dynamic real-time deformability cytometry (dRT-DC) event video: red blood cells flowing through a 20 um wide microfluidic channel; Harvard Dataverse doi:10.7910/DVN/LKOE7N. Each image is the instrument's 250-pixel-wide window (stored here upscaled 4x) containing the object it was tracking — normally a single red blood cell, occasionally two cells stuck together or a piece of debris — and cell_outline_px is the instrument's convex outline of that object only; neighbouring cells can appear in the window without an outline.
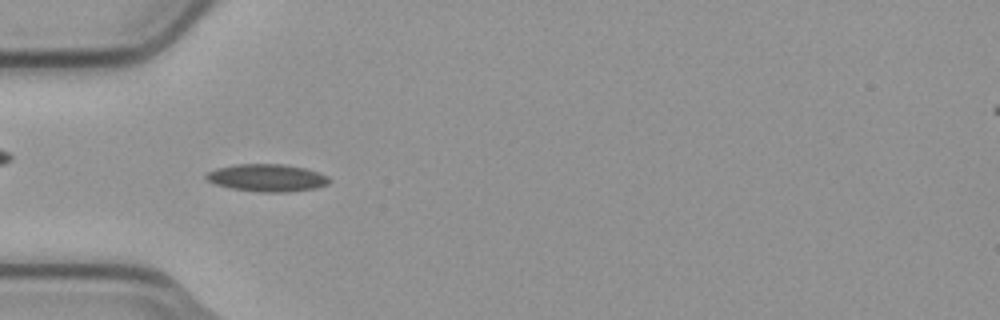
{"species": "common noctule bat (a hibernating species)", "species_latin": "Nyctalus noctula", "temperature_condition": "cold", "stored_images_in_passage": 8, "camera_frame_rate_fps": 3000, "um_per_image_px": 0.085, "animal": {"sex": "male", "body_mass_g": 23.1, "forearm_length_mm": 52.7}, "frame": {"image": 1, "passage_image": 4, "time_ms": 1.0, "image_size_px": [1000, 320], "cell_outline_px": [[332, 180], [328, 184], [316, 188], [288, 192], [260, 192], [232, 188], [216, 184], [208, 180], [204, 176], [208, 172], [216, 168], [236, 164], [280, 164], [304, 168], [328, 176]], "centroid_in_image_um": [22.71, 15.12], "position_along_channel_um": 62.3, "area_um2": 19.54}}
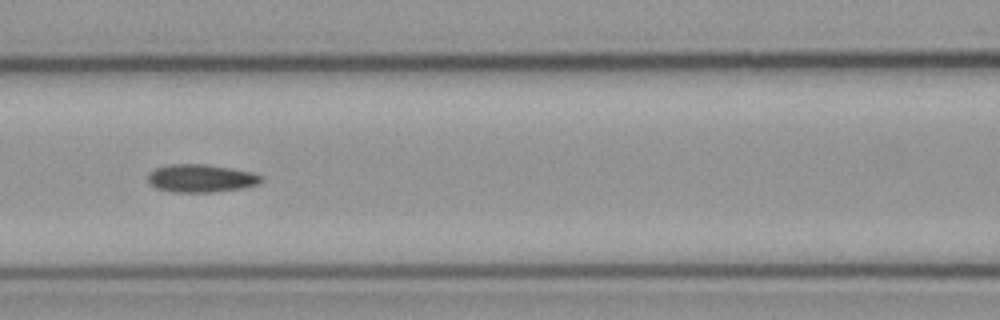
{"frame": {"image": 2, "passage_image": 6, "time_ms": 1.667, "image_size_px": [1000, 320], "cell_outline_px": [[264, 180], [260, 184], [244, 188], [212, 192], [172, 192], [156, 188], [148, 184], [148, 172], [156, 168], [172, 164], [208, 164], [232, 168], [252, 172], [264, 176]], "centroid_in_image_um": [17.12, 15.16], "position_along_channel_um": 149.5, "area_um2": 18.79}}
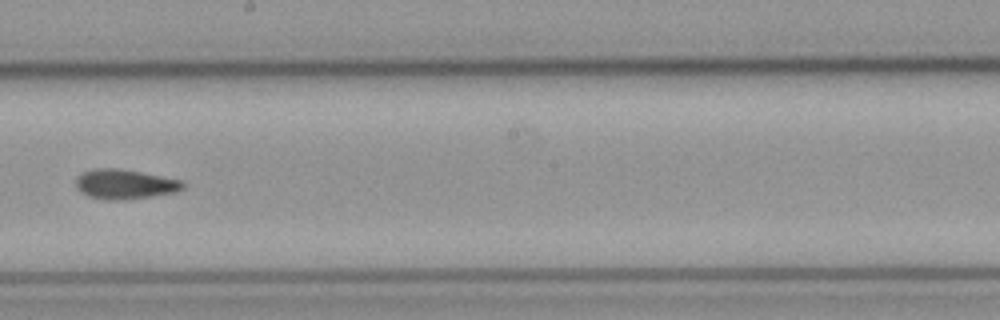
{"frame": {"image": 3, "passage_image": 8, "time_ms": 2.333, "image_size_px": [1000, 320], "cell_outline_px": [[184, 188], [176, 192], [124, 200], [108, 200], [88, 196], [80, 192], [76, 188], [76, 176], [80, 172], [92, 168], [116, 168], [140, 172], [180, 180], [184, 184]], "centroid_in_image_um": [10.53, 15.65], "position_along_channel_um": 237.7, "area_um2": 18.55}}